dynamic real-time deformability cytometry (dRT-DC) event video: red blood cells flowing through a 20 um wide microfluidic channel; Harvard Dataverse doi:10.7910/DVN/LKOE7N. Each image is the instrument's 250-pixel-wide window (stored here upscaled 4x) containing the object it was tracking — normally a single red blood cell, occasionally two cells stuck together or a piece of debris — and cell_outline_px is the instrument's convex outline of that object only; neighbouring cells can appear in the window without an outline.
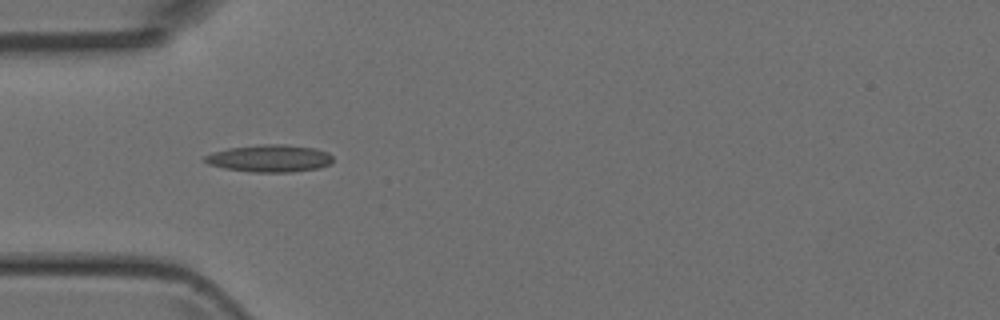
{"species": "Egyptian fruit bat (a non-hibernating species)", "species_latin": "Rousettus aegyptiacus", "temperature_condition": "room temperature", "stored_images_in_passage": 4, "camera_frame_rate_fps": 3000, "um_per_image_px": 0.085, "animal": {"sex": "female"}, "frame": {"image": 1, "passage_image": 1, "time_ms": 0.0, "image_size_px": [1000, 320], "cell_outline_px": [[332, 164], [320, 168], [292, 172], [252, 172], [224, 168], [208, 164], [204, 160], [204, 156], [212, 152], [228, 148], [260, 144], [284, 144], [316, 148], [328, 152], [332, 156]], "centroid_in_image_um": [22.94, 13.46], "position_along_channel_um": 62.1, "area_um2": 20.58}}
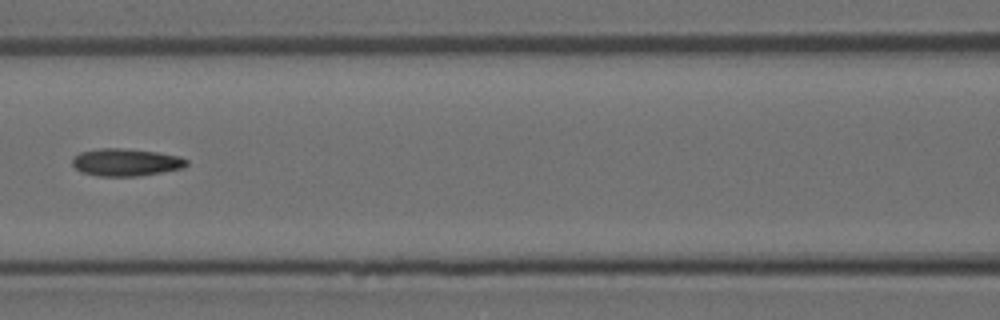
{"frame": {"image": 2, "passage_image": 3, "time_ms": 2.333, "image_size_px": [1000, 320], "cell_outline_px": [[188, 164], [184, 168], [136, 176], [100, 176], [80, 172], [72, 164], [72, 160], [80, 152], [100, 148], [120, 148], [156, 152], [180, 156], [188, 160]], "centroid_in_image_um": [10.71, 13.79], "position_along_channel_um": 155.9, "area_um2": 18.15}}
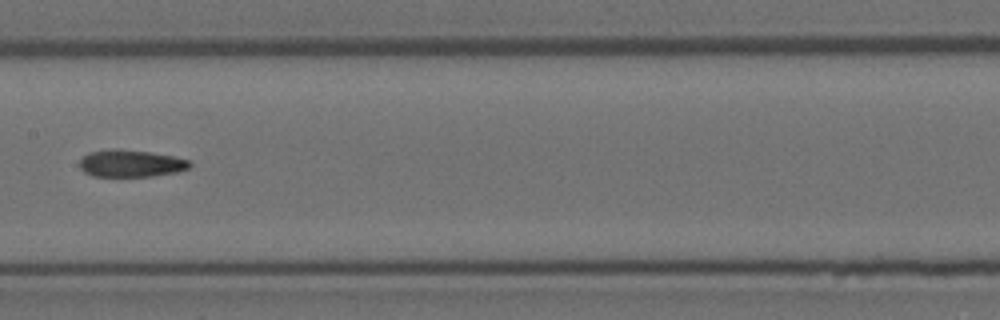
{"frame": {"image": 3, "passage_image": 4, "time_ms": 3.333, "image_size_px": [1000, 320], "cell_outline_px": [[192, 164], [188, 168], [176, 172], [152, 176], [92, 176], [84, 172], [80, 168], [80, 160], [88, 152], [112, 148], [152, 152], [172, 156], [188, 160]], "centroid_in_image_um": [11.09, 13.88], "position_along_channel_um": 196.3, "area_um2": 17.4}}